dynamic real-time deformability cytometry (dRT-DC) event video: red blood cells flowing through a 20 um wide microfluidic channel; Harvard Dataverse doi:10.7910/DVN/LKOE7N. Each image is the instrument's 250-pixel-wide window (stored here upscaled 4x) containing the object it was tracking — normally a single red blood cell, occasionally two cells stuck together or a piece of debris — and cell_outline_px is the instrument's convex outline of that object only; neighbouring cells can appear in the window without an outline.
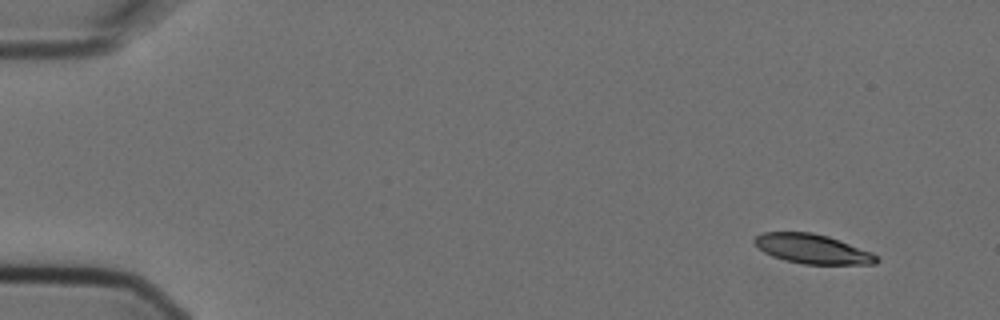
{"species": "Egyptian fruit bat (a non-hibernating species)", "species_latin": "Rousettus aegyptiacus", "temperature_condition": "cold", "stored_images_in_passage": 2, "camera_frame_rate_fps": 3000, "um_per_image_px": 0.085, "animal": {"sex": "female"}, "frame": {"image": 1, "passage_image": 2, "time_ms": 0.333, "image_size_px": [1000, 320], "cell_outline_px": [[880, 260], [876, 264], [804, 264], [784, 260], [772, 256], [764, 252], [752, 240], [760, 232], [812, 232], [828, 236], [872, 252]], "centroid_in_image_um": [69.05, 21.15], "position_along_channel_um": 15.9, "area_um2": 20.92}}